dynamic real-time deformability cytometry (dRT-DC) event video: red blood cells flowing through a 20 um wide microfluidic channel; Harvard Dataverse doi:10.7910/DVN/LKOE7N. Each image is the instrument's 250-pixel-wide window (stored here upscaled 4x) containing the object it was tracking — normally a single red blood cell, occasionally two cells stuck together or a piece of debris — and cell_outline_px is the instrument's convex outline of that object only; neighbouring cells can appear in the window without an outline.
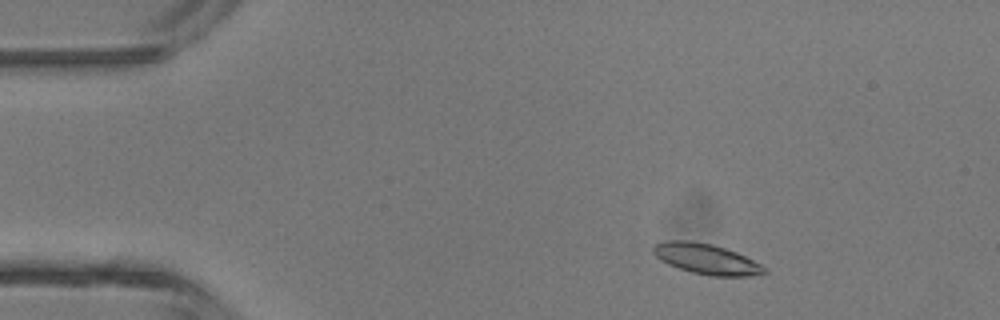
{"species": "common noctule bat (a hibernating species)", "species_latin": "Nyctalus noctula", "temperature_condition": "room temperature", "stored_images_in_passage": 4, "camera_frame_rate_fps": 3000, "um_per_image_px": 0.085, "animal": {"sex": "male", "body_mass_g": 13.3}, "frame": {"image": 1, "passage_image": 2, "time_ms": 0.333, "image_size_px": [1000, 320], "cell_outline_px": [[768, 272], [752, 276], [708, 276], [692, 272], [668, 264], [660, 260], [652, 252], [652, 248], [656, 244], [664, 240], [688, 240], [712, 244], [736, 252], [760, 264]], "centroid_in_image_um": [60.0, 22.01], "position_along_channel_um": 25.0, "area_um2": 19.59}}
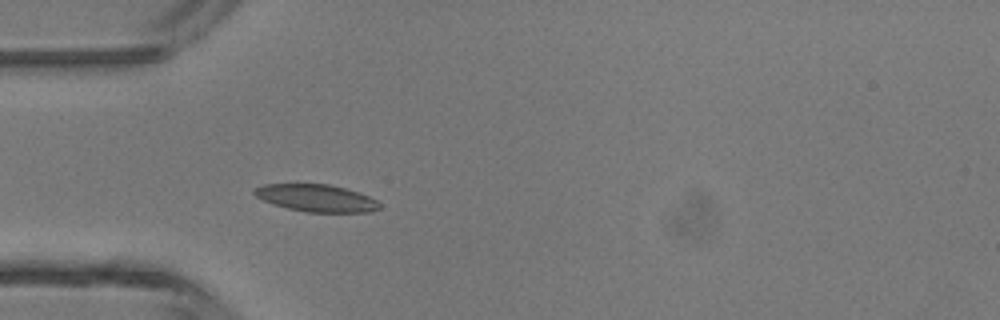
{"frame": {"image": 2, "passage_image": 4, "time_ms": 1.0, "image_size_px": [1000, 320], "cell_outline_px": [[380, 208], [372, 212], [304, 212], [272, 204], [256, 196], [252, 192], [256, 188], [264, 184], [328, 184], [344, 188], [368, 196], [376, 200], [380, 204]], "centroid_in_image_um": [26.88, 16.84], "position_along_channel_um": 58.1, "area_um2": 19.71}}